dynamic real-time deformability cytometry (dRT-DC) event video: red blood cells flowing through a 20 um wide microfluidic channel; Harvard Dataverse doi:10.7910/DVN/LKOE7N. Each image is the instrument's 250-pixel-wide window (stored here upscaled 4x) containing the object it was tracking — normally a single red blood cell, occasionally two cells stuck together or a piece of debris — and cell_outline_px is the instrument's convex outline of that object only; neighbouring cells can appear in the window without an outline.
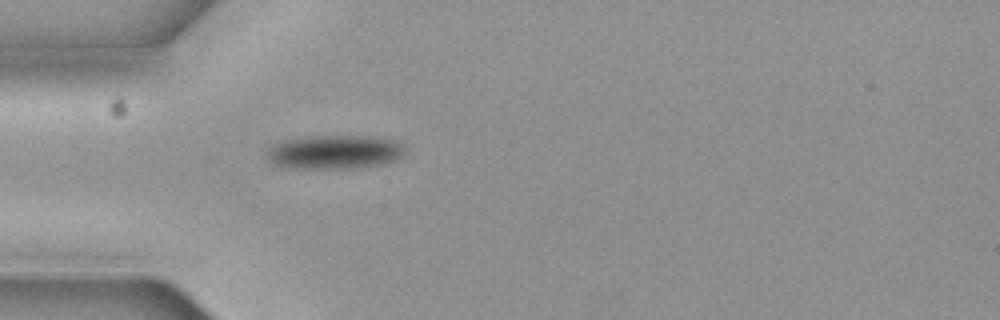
{"species": "common noctule bat (a hibernating species)", "species_latin": "Nyctalus noctula", "temperature_condition": "cold", "stored_images_in_passage": 1, "camera_frame_rate_fps": 3000, "um_per_image_px": 0.085, "animal": {"sex": "female", "body_mass_g": 19.3, "forearm_length_mm": 54.1}, "frame": {"image": 1, "passage_image": 1, "time_ms": 0.0, "image_size_px": [1000, 320], "cell_outline_px": [[404, 152], [396, 160], [380, 164], [352, 168], [284, 168], [268, 160], [268, 148], [272, 144], [280, 140], [312, 136], [372, 136], [396, 140], [404, 148]], "centroid_in_image_um": [28.39, 12.91], "position_along_channel_um": 56.6, "area_um2": 27.28}}